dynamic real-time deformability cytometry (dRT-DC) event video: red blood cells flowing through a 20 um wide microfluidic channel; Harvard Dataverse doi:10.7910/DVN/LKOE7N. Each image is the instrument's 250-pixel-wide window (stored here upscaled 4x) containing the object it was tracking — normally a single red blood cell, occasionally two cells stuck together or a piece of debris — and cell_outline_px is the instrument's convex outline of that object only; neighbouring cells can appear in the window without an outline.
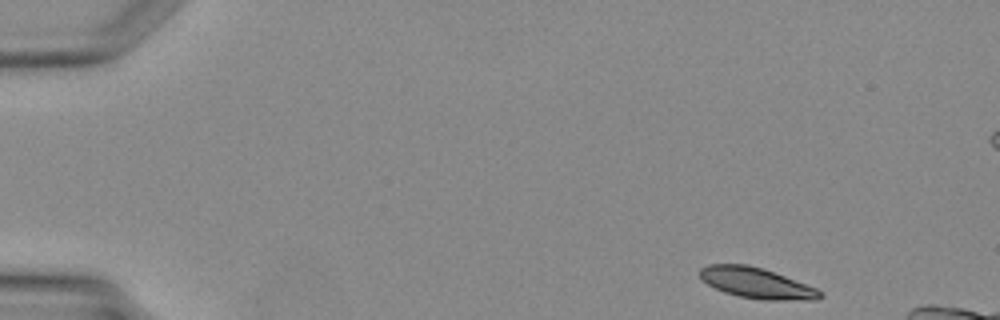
{"species": "Egyptian fruit bat (a non-hibernating species)", "species_latin": "Rousettus aegyptiacus", "temperature_condition": "warm", "stored_images_in_passage": 10, "camera_frame_rate_fps": 3000, "um_per_image_px": 0.085, "animal": {"sex": "female"}, "frame": {"image": 1, "passage_image": 1, "time_ms": 0.0, "image_size_px": [1000, 320], "cell_outline_px": [[824, 296], [816, 300], [764, 300], [740, 296], [724, 292], [708, 284], [700, 276], [700, 268], [708, 264], [748, 264], [764, 268], [816, 288]], "centroid_in_image_um": [64.31, 24.05], "position_along_channel_um": 20.7, "area_um2": 21.33}}